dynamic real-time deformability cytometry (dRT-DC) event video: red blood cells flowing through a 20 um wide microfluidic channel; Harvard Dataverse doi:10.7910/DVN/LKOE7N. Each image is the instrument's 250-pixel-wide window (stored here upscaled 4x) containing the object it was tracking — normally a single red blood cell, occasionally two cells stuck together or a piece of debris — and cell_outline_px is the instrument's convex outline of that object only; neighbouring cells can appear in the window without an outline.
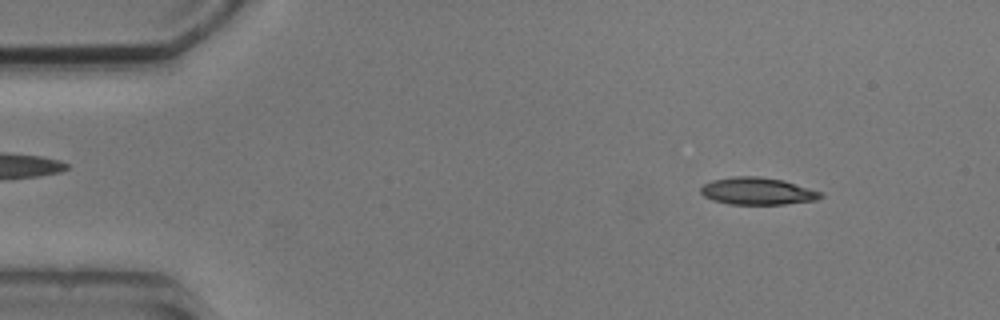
{"species": "common noctule bat (a hibernating species)", "species_latin": "Nyctalus noctula", "temperature_condition": "cold", "stored_images_in_passage": 4, "camera_frame_rate_fps": 3000, "um_per_image_px": 0.085, "animal": {"sex": "male", "body_mass_g": 20.5, "forearm_length_mm": 52.5}, "frame": {"image": 1, "passage_image": 2, "time_ms": 1.0, "image_size_px": [1000, 320], "cell_outline_px": [[824, 196], [816, 200], [784, 204], [728, 204], [712, 200], [704, 196], [700, 192], [700, 188], [704, 184], [712, 180], [732, 176], [760, 176], [784, 180], [824, 192]], "centroid_in_image_um": [64.4, 16.24], "position_along_channel_um": 20.6, "area_um2": 19.25}}